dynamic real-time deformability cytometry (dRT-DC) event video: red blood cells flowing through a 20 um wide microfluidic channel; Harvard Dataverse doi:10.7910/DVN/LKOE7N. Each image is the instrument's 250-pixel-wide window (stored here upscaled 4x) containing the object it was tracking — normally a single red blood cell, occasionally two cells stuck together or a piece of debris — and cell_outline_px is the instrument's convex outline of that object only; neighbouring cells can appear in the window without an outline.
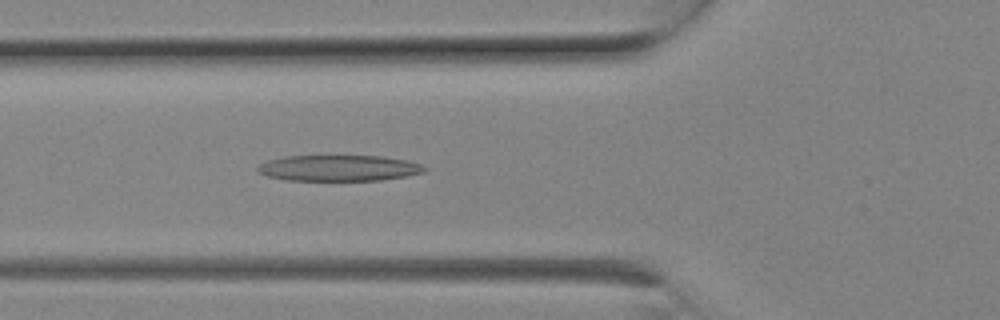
{"species": "Egyptian fruit bat (a non-hibernating species)", "species_latin": "Rousettus aegyptiacus", "temperature_condition": "room temperature", "stored_images_in_passage": 7, "camera_frame_rate_fps": 3000, "um_per_image_px": 0.085, "animal": {"sex": "female"}, "frame": {"image": 1, "passage_image": 7, "time_ms": 2.0, "image_size_px": [1000, 320], "cell_outline_px": [[428, 168], [424, 172], [404, 176], [380, 180], [284, 180], [268, 176], [260, 172], [256, 168], [260, 164], [268, 160], [284, 156], [380, 156], [408, 160], [420, 164]], "centroid_in_image_um": [28.8, 14.28], "position_along_channel_um": 97.0, "area_um2": 25.09}}